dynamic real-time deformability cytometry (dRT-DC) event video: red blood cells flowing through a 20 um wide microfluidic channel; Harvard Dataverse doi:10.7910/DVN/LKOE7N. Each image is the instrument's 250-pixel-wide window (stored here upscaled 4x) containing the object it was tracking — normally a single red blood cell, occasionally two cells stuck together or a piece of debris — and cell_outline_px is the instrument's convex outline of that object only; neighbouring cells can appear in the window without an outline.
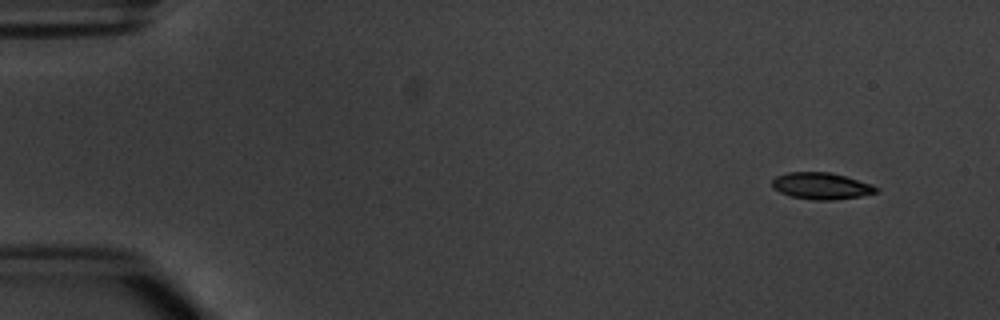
{"species": "common noctule bat (a hibernating species)", "species_latin": "Nyctalus noctula", "temperature_condition": "warm", "stored_images_in_passage": 6, "camera_frame_rate_fps": 3000, "um_per_image_px": 0.085, "animal": {"sex": "male", "body_mass_g": 20.1, "forearm_length_mm": 53.5}, "frame": {"image": 1, "passage_image": 1, "time_ms": 0.0, "image_size_px": [1000, 320], "cell_outline_px": [[880, 192], [860, 196], [832, 200], [812, 200], [788, 196], [772, 188], [772, 180], [776, 176], [788, 172], [828, 172], [844, 176], [872, 184], [880, 188]], "centroid_in_image_um": [69.81, 15.81], "position_along_channel_um": 15.2, "area_um2": 16.3}}